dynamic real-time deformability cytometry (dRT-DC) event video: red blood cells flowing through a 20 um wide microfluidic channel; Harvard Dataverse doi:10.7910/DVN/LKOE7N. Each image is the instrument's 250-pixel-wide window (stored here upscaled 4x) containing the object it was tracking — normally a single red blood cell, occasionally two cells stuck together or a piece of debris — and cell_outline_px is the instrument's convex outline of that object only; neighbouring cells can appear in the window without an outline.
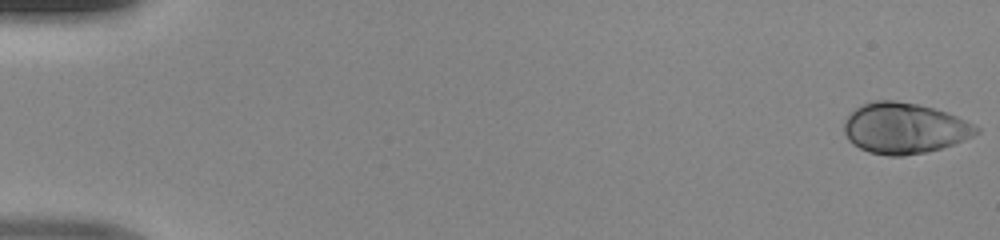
{"species": "human", "species_latin": "Homo sapiens", "temperature_condition": "room temperature", "stored_images_in_passage": 49, "camera_frame_rate_fps": 3000, "um_per_image_px": 0.085, "donor": {"sex": "male"}, "frame": {"image": 1, "passage_image": 1, "time_ms": 0.0, "image_size_px": [1000, 240], "cell_outline_px": [[980, 132], [964, 140], [940, 148], [924, 152], [904, 156], [888, 156], [868, 152], [852, 144], [848, 140], [844, 132], [844, 120], [856, 108], [872, 100], [896, 100], [916, 104], [948, 112], [980, 128]], "centroid_in_image_um": [76.84, 10.9], "position_along_channel_um": 8.2, "area_um2": 39.02}}
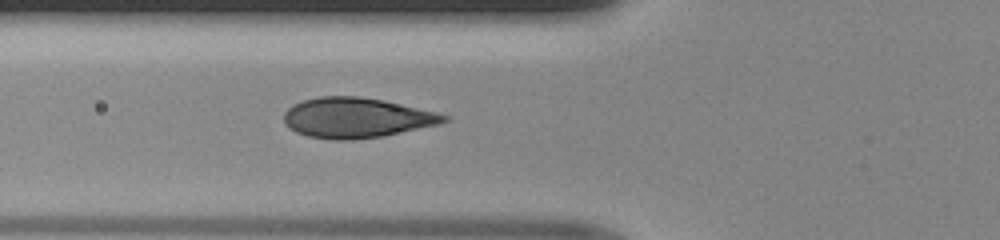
{"frame": {"image": 2, "passage_image": 19, "time_ms": 6.0, "image_size_px": [1000, 240], "cell_outline_px": [[448, 120], [440, 124], [384, 136], [352, 140], [332, 140], [308, 136], [296, 132], [288, 128], [284, 124], [284, 112], [292, 104], [304, 100], [320, 96], [360, 96], [384, 100], [436, 112], [448, 116]], "centroid_in_image_um": [30.27, 10.01], "position_along_channel_um": 95.5, "area_um2": 37.63}}
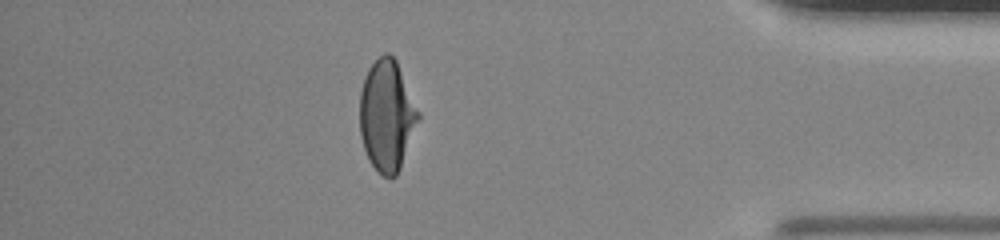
{"frame": {"image": 3, "passage_image": 43, "time_ms": 14.0, "image_size_px": [1000, 240], "cell_outline_px": [[420, 116], [400, 168], [396, 176], [384, 176], [368, 160], [360, 136], [360, 92], [364, 76], [368, 68], [384, 52], [388, 52], [396, 60], [420, 112]], "centroid_in_image_um": [32.87, 9.79], "position_along_channel_um": 402.3, "area_um2": 37.63}}